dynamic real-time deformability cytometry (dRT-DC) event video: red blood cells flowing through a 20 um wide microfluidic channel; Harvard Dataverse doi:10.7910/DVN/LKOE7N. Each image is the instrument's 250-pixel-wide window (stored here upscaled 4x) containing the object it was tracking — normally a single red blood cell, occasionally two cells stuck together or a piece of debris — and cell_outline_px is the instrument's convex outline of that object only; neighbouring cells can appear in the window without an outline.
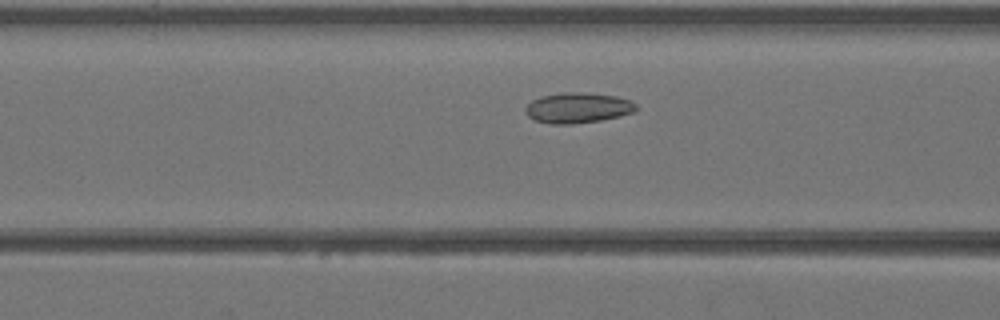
{"species": "Egyptian fruit bat (a non-hibernating species)", "species_latin": "Rousettus aegyptiacus", "temperature_condition": "warm", "stored_images_in_passage": 35, "camera_frame_rate_fps": 3000, "um_per_image_px": 0.085, "animal": {"sex": "female"}, "frame": {"image": 1, "passage_image": 9, "time_ms": 2.667, "image_size_px": [1000, 320], "cell_outline_px": [[640, 108], [636, 112], [620, 116], [600, 120], [572, 124], [552, 124], [536, 120], [528, 116], [524, 112], [524, 108], [532, 100], [544, 96], [564, 92], [588, 92], [616, 96], [628, 100], [636, 104]], "centroid_in_image_um": [49.15, 9.16], "position_along_channel_um": 117.5, "area_um2": 19.71}}
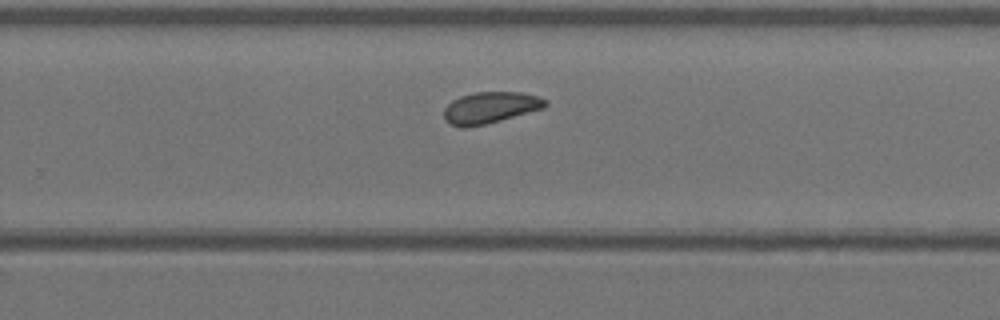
{"frame": {"image": 2, "passage_image": 20, "time_ms": 6.333, "image_size_px": [1000, 320], "cell_outline_px": [[548, 104], [544, 108], [500, 120], [484, 124], [464, 128], [448, 124], [444, 120], [444, 108], [452, 100], [460, 96], [476, 92], [520, 92], [536, 96], [548, 100]], "centroid_in_image_um": [41.64, 9.15], "position_along_channel_um": 288.2, "area_um2": 18.55}}
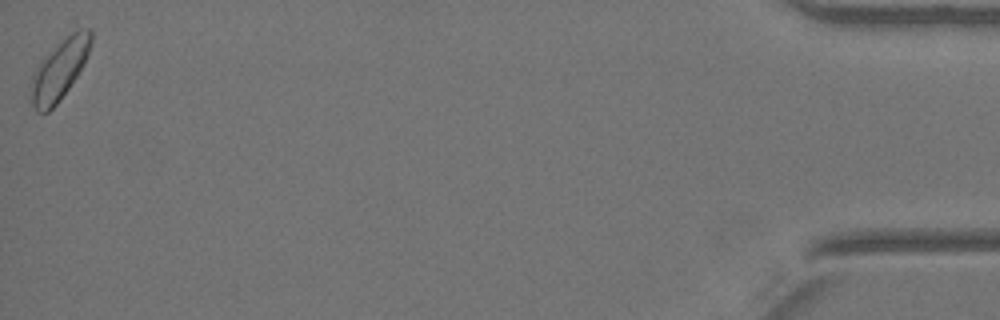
{"frame": {"image": 3, "passage_image": 35, "time_ms": 11.333, "image_size_px": [1000, 320], "cell_outline_px": [[92, 40], [84, 64], [68, 88], [56, 104], [48, 112], [36, 112], [28, 96], [28, 88], [32, 76], [40, 60], [56, 44], [72, 32], [88, 28], [92, 32]], "centroid_in_image_um": [4.99, 5.95], "position_along_channel_um": 430.2, "area_um2": 21.04}}